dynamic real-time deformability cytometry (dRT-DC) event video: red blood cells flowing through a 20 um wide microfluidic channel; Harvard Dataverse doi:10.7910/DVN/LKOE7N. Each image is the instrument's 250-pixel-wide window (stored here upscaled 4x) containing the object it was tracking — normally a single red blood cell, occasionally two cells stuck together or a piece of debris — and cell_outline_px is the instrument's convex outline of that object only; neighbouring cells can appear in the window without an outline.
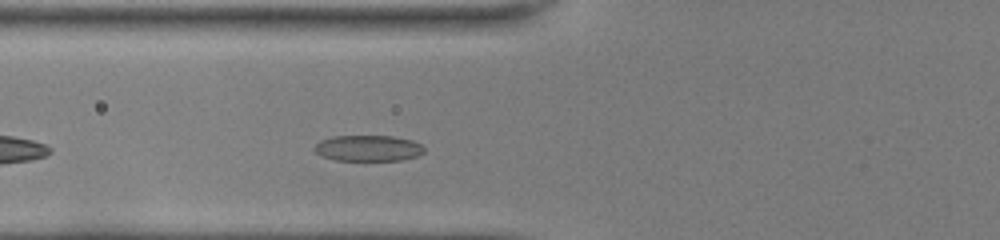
{"species": "common noctule bat (a hibernating species)", "species_latin": "Nyctalus noctula", "temperature_condition": "room temperature", "stored_images_in_passage": 30, "camera_frame_rate_fps": 3000, "um_per_image_px": 0.085, "animal": {"sex": "female", "body_mass_g": 22.0, "forearm_length_mm": 56.7}, "frame": {"image": 1, "passage_image": 6, "time_ms": 1.667, "image_size_px": [1000, 240], "cell_outline_px": [[424, 152], [416, 156], [400, 160], [336, 160], [320, 156], [312, 148], [320, 140], [332, 136], [392, 136], [412, 140], [420, 144], [424, 148]], "centroid_in_image_um": [31.25, 12.59], "position_along_channel_um": 94.5, "area_um2": 16.59}}
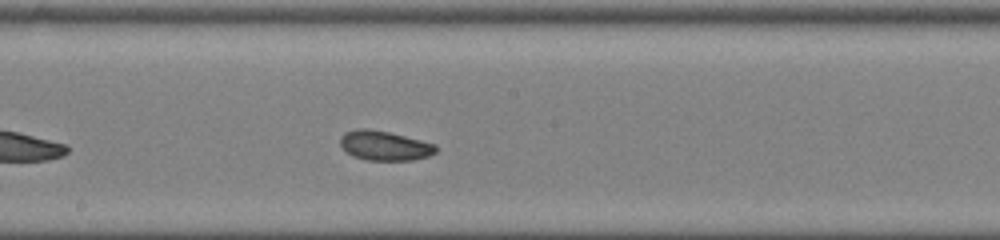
{"frame": {"image": 2, "passage_image": 15, "time_ms": 4.667, "image_size_px": [1000, 240], "cell_outline_px": [[436, 152], [428, 156], [412, 160], [364, 160], [352, 156], [340, 144], [340, 136], [344, 132], [356, 128], [368, 128], [388, 132], [436, 144]], "centroid_in_image_um": [32.65, 12.37], "position_along_channel_um": 215.5, "area_um2": 16.47}}
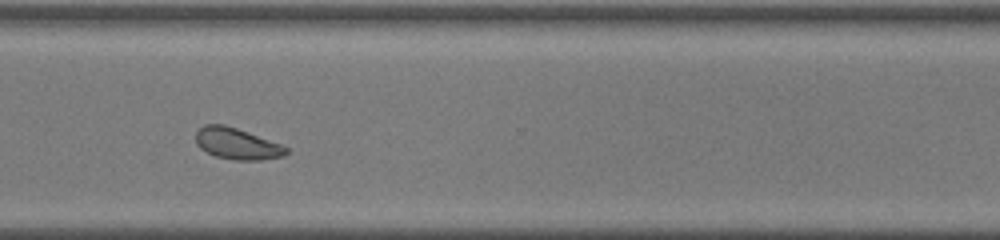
{"frame": {"image": 3, "passage_image": 25, "time_ms": 8.0, "image_size_px": [1000, 240], "cell_outline_px": [[288, 152], [284, 156], [260, 160], [236, 160], [216, 156], [200, 148], [196, 144], [196, 132], [204, 124], [224, 124], [248, 132], [280, 144], [288, 148]], "centroid_in_image_um": [20.13, 12.21], "position_along_channel_um": 350.5, "area_um2": 16.36}, "authors_computed_cell_mechanics": {"area_um2": 16.4152, "velocity_mm_per_s": 4.0307, "shape_relaxation_time_tau1_ms": 2.8346, "shape_relaxation_time_tau2_ms": 2.0709, "deformation_change_tau1": 0.1036, "deformation_change_tau2": 0.0649}}